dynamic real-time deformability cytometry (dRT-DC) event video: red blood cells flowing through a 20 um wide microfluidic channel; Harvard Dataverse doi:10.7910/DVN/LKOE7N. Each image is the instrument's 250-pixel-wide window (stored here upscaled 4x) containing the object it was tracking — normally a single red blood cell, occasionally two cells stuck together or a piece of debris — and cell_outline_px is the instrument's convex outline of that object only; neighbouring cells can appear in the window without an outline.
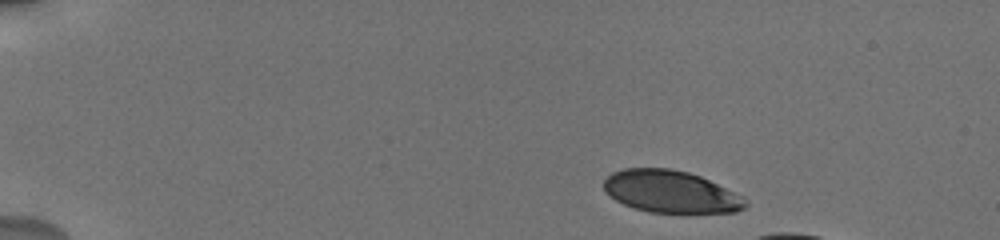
{"species": "human", "species_latin": "Homo sapiens", "temperature_condition": "cold", "stored_images_in_passage": 12, "camera_frame_rate_fps": 3000, "um_per_image_px": 0.085, "donor": {"sex": "male"}, "frame": {"image": 1, "passage_image": 1, "time_ms": 0.0, "image_size_px": [1000, 240], "cell_outline_px": [[748, 204], [744, 208], [736, 212], [688, 216], [648, 212], [624, 204], [616, 200], [604, 188], [604, 180], [612, 172], [624, 168], [672, 168], [688, 172], [700, 176], [744, 196], [748, 200]], "centroid_in_image_um": [57.1, 16.35], "position_along_channel_um": 27.9, "area_um2": 35.95}}
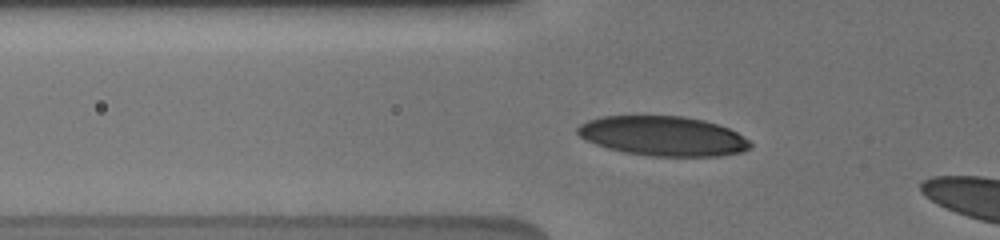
{"frame": {"image": 2, "passage_image": 10, "time_ms": 3.667, "image_size_px": [1000, 240], "cell_outline_px": [[752, 148], [740, 152], [720, 156], [648, 156], [624, 152], [608, 148], [584, 140], [576, 132], [576, 128], [580, 124], [588, 120], [600, 116], [684, 116], [704, 120], [728, 128], [736, 132], [748, 140], [752, 144]], "centroid_in_image_um": [56.33, 11.56], "position_along_channel_um": 69.5, "area_um2": 40.0}}